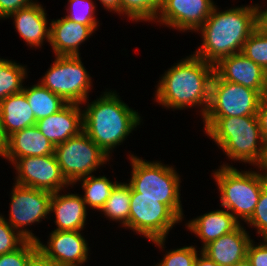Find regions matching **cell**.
I'll return each instance as SVG.
<instances>
[{
	"label": "cell",
	"instance_id": "6da1fadb",
	"mask_svg": "<svg viewBox=\"0 0 267 266\" xmlns=\"http://www.w3.org/2000/svg\"><path fill=\"white\" fill-rule=\"evenodd\" d=\"M257 27V4L221 12L215 6L198 29L202 33L203 43L194 55L215 65L223 57L241 53L244 43Z\"/></svg>",
	"mask_w": 267,
	"mask_h": 266
},
{
	"label": "cell",
	"instance_id": "7a4b0ae2",
	"mask_svg": "<svg viewBox=\"0 0 267 266\" xmlns=\"http://www.w3.org/2000/svg\"><path fill=\"white\" fill-rule=\"evenodd\" d=\"M214 65L196 55H190L167 70L157 85L156 102L165 107L183 109L203 106L207 112L210 102V85Z\"/></svg>",
	"mask_w": 267,
	"mask_h": 266
},
{
	"label": "cell",
	"instance_id": "3957f363",
	"mask_svg": "<svg viewBox=\"0 0 267 266\" xmlns=\"http://www.w3.org/2000/svg\"><path fill=\"white\" fill-rule=\"evenodd\" d=\"M87 105L82 110L83 131L110 157V151L125 140L141 118L112 91Z\"/></svg>",
	"mask_w": 267,
	"mask_h": 266
},
{
	"label": "cell",
	"instance_id": "277c9868",
	"mask_svg": "<svg viewBox=\"0 0 267 266\" xmlns=\"http://www.w3.org/2000/svg\"><path fill=\"white\" fill-rule=\"evenodd\" d=\"M206 134L228 158L258 166L264 141L257 115L241 117H202Z\"/></svg>",
	"mask_w": 267,
	"mask_h": 266
},
{
	"label": "cell",
	"instance_id": "5b68a950",
	"mask_svg": "<svg viewBox=\"0 0 267 266\" xmlns=\"http://www.w3.org/2000/svg\"><path fill=\"white\" fill-rule=\"evenodd\" d=\"M132 165L131 197H150L166 204L181 220L183 216L180 201V178L171 166L158 162H148L130 156Z\"/></svg>",
	"mask_w": 267,
	"mask_h": 266
},
{
	"label": "cell",
	"instance_id": "8992f818",
	"mask_svg": "<svg viewBox=\"0 0 267 266\" xmlns=\"http://www.w3.org/2000/svg\"><path fill=\"white\" fill-rule=\"evenodd\" d=\"M213 174L221 194V206L237 220L240 218L246 222L255 210L262 187L267 183V175L264 172H240L224 164Z\"/></svg>",
	"mask_w": 267,
	"mask_h": 266
},
{
	"label": "cell",
	"instance_id": "52a82bcc",
	"mask_svg": "<svg viewBox=\"0 0 267 266\" xmlns=\"http://www.w3.org/2000/svg\"><path fill=\"white\" fill-rule=\"evenodd\" d=\"M54 154L70 186L96 171L109 156L84 132L55 146Z\"/></svg>",
	"mask_w": 267,
	"mask_h": 266
},
{
	"label": "cell",
	"instance_id": "ba28073f",
	"mask_svg": "<svg viewBox=\"0 0 267 266\" xmlns=\"http://www.w3.org/2000/svg\"><path fill=\"white\" fill-rule=\"evenodd\" d=\"M41 85L71 104L87 103L91 77L80 56H56Z\"/></svg>",
	"mask_w": 267,
	"mask_h": 266
},
{
	"label": "cell",
	"instance_id": "9c48e42d",
	"mask_svg": "<svg viewBox=\"0 0 267 266\" xmlns=\"http://www.w3.org/2000/svg\"><path fill=\"white\" fill-rule=\"evenodd\" d=\"M262 95L243 85L222 80L215 72L210 85V102L204 117L257 115Z\"/></svg>",
	"mask_w": 267,
	"mask_h": 266
},
{
	"label": "cell",
	"instance_id": "30bf717a",
	"mask_svg": "<svg viewBox=\"0 0 267 266\" xmlns=\"http://www.w3.org/2000/svg\"><path fill=\"white\" fill-rule=\"evenodd\" d=\"M180 221L182 220L157 198L131 197L130 230L142 234L161 248L170 229Z\"/></svg>",
	"mask_w": 267,
	"mask_h": 266
},
{
	"label": "cell",
	"instance_id": "8fae6325",
	"mask_svg": "<svg viewBox=\"0 0 267 266\" xmlns=\"http://www.w3.org/2000/svg\"><path fill=\"white\" fill-rule=\"evenodd\" d=\"M11 192L10 214L7 223L27 240L37 241L39 238L25 226L39 223L50 214L51 192L15 184Z\"/></svg>",
	"mask_w": 267,
	"mask_h": 266
},
{
	"label": "cell",
	"instance_id": "7c38bea8",
	"mask_svg": "<svg viewBox=\"0 0 267 266\" xmlns=\"http://www.w3.org/2000/svg\"><path fill=\"white\" fill-rule=\"evenodd\" d=\"M13 164L18 172L15 184L51 193L70 185L62 174L55 154L18 158Z\"/></svg>",
	"mask_w": 267,
	"mask_h": 266
},
{
	"label": "cell",
	"instance_id": "4fadbf2b",
	"mask_svg": "<svg viewBox=\"0 0 267 266\" xmlns=\"http://www.w3.org/2000/svg\"><path fill=\"white\" fill-rule=\"evenodd\" d=\"M212 0H162L155 20L180 31H197L210 16Z\"/></svg>",
	"mask_w": 267,
	"mask_h": 266
},
{
	"label": "cell",
	"instance_id": "5bb4252c",
	"mask_svg": "<svg viewBox=\"0 0 267 266\" xmlns=\"http://www.w3.org/2000/svg\"><path fill=\"white\" fill-rule=\"evenodd\" d=\"M45 246L38 239L37 245L46 257L59 266H82L87 261L88 244L80 231H52Z\"/></svg>",
	"mask_w": 267,
	"mask_h": 266
},
{
	"label": "cell",
	"instance_id": "9a60e30c",
	"mask_svg": "<svg viewBox=\"0 0 267 266\" xmlns=\"http://www.w3.org/2000/svg\"><path fill=\"white\" fill-rule=\"evenodd\" d=\"M214 72L222 80L263 93L266 71L242 53L221 58L214 65Z\"/></svg>",
	"mask_w": 267,
	"mask_h": 266
},
{
	"label": "cell",
	"instance_id": "2e32d148",
	"mask_svg": "<svg viewBox=\"0 0 267 266\" xmlns=\"http://www.w3.org/2000/svg\"><path fill=\"white\" fill-rule=\"evenodd\" d=\"M37 128L57 146L83 131V111L80 104L67 103L61 110L36 121Z\"/></svg>",
	"mask_w": 267,
	"mask_h": 266
},
{
	"label": "cell",
	"instance_id": "e0dca14e",
	"mask_svg": "<svg viewBox=\"0 0 267 266\" xmlns=\"http://www.w3.org/2000/svg\"><path fill=\"white\" fill-rule=\"evenodd\" d=\"M241 224L232 232L207 244L201 251L219 266H231L246 258L251 241Z\"/></svg>",
	"mask_w": 267,
	"mask_h": 266
},
{
	"label": "cell",
	"instance_id": "ac0fdd59",
	"mask_svg": "<svg viewBox=\"0 0 267 266\" xmlns=\"http://www.w3.org/2000/svg\"><path fill=\"white\" fill-rule=\"evenodd\" d=\"M93 32L88 25L63 17L51 21L49 44L52 46L55 56H79V46Z\"/></svg>",
	"mask_w": 267,
	"mask_h": 266
},
{
	"label": "cell",
	"instance_id": "d6986e66",
	"mask_svg": "<svg viewBox=\"0 0 267 266\" xmlns=\"http://www.w3.org/2000/svg\"><path fill=\"white\" fill-rule=\"evenodd\" d=\"M54 150L55 146L33 125L8 136L4 157L13 164L18 158L51 155Z\"/></svg>",
	"mask_w": 267,
	"mask_h": 266
},
{
	"label": "cell",
	"instance_id": "ffe728a7",
	"mask_svg": "<svg viewBox=\"0 0 267 266\" xmlns=\"http://www.w3.org/2000/svg\"><path fill=\"white\" fill-rule=\"evenodd\" d=\"M60 191L52 194L50 213H55V231H81L86 221V204L78 194L60 195Z\"/></svg>",
	"mask_w": 267,
	"mask_h": 266
},
{
	"label": "cell",
	"instance_id": "44dd1931",
	"mask_svg": "<svg viewBox=\"0 0 267 266\" xmlns=\"http://www.w3.org/2000/svg\"><path fill=\"white\" fill-rule=\"evenodd\" d=\"M45 9L36 3L24 7L9 17H14L17 32L30 47H39L44 39L50 42V27Z\"/></svg>",
	"mask_w": 267,
	"mask_h": 266
},
{
	"label": "cell",
	"instance_id": "7402d4cb",
	"mask_svg": "<svg viewBox=\"0 0 267 266\" xmlns=\"http://www.w3.org/2000/svg\"><path fill=\"white\" fill-rule=\"evenodd\" d=\"M186 225L202 240L203 249L210 242L235 230L240 221L226 209L211 211L189 221Z\"/></svg>",
	"mask_w": 267,
	"mask_h": 266
},
{
	"label": "cell",
	"instance_id": "603a6c76",
	"mask_svg": "<svg viewBox=\"0 0 267 266\" xmlns=\"http://www.w3.org/2000/svg\"><path fill=\"white\" fill-rule=\"evenodd\" d=\"M0 118L5 135L36 125L35 115L23 92L12 94L0 102Z\"/></svg>",
	"mask_w": 267,
	"mask_h": 266
},
{
	"label": "cell",
	"instance_id": "cb8c5ba5",
	"mask_svg": "<svg viewBox=\"0 0 267 266\" xmlns=\"http://www.w3.org/2000/svg\"><path fill=\"white\" fill-rule=\"evenodd\" d=\"M22 92L26 95L36 121L53 115L67 104L61 97L52 93L40 83L28 88L23 87Z\"/></svg>",
	"mask_w": 267,
	"mask_h": 266
},
{
	"label": "cell",
	"instance_id": "d4e9b609",
	"mask_svg": "<svg viewBox=\"0 0 267 266\" xmlns=\"http://www.w3.org/2000/svg\"><path fill=\"white\" fill-rule=\"evenodd\" d=\"M131 202V187L128 183H117L111 191L110 197L100 210L113 221H121L122 225L129 228V213Z\"/></svg>",
	"mask_w": 267,
	"mask_h": 266
},
{
	"label": "cell",
	"instance_id": "484cf974",
	"mask_svg": "<svg viewBox=\"0 0 267 266\" xmlns=\"http://www.w3.org/2000/svg\"><path fill=\"white\" fill-rule=\"evenodd\" d=\"M82 188L84 190V200L86 206L91 207L92 209L101 210L105 205V202L110 197L111 191L118 183L111 182L105 176L95 177L90 175L88 177L82 178Z\"/></svg>",
	"mask_w": 267,
	"mask_h": 266
},
{
	"label": "cell",
	"instance_id": "4316f807",
	"mask_svg": "<svg viewBox=\"0 0 267 266\" xmlns=\"http://www.w3.org/2000/svg\"><path fill=\"white\" fill-rule=\"evenodd\" d=\"M26 71L25 66L0 58V102L23 91L22 83L27 76Z\"/></svg>",
	"mask_w": 267,
	"mask_h": 266
},
{
	"label": "cell",
	"instance_id": "83f0119b",
	"mask_svg": "<svg viewBox=\"0 0 267 266\" xmlns=\"http://www.w3.org/2000/svg\"><path fill=\"white\" fill-rule=\"evenodd\" d=\"M162 0H120V14L137 21H154Z\"/></svg>",
	"mask_w": 267,
	"mask_h": 266
},
{
	"label": "cell",
	"instance_id": "f1b7e54d",
	"mask_svg": "<svg viewBox=\"0 0 267 266\" xmlns=\"http://www.w3.org/2000/svg\"><path fill=\"white\" fill-rule=\"evenodd\" d=\"M247 58L267 70V35L258 27L244 43L242 52Z\"/></svg>",
	"mask_w": 267,
	"mask_h": 266
},
{
	"label": "cell",
	"instance_id": "f546056e",
	"mask_svg": "<svg viewBox=\"0 0 267 266\" xmlns=\"http://www.w3.org/2000/svg\"><path fill=\"white\" fill-rule=\"evenodd\" d=\"M69 9L66 18L80 24L88 25L93 31L98 27L95 15V5L92 0H68Z\"/></svg>",
	"mask_w": 267,
	"mask_h": 266
},
{
	"label": "cell",
	"instance_id": "4dcf8cb0",
	"mask_svg": "<svg viewBox=\"0 0 267 266\" xmlns=\"http://www.w3.org/2000/svg\"><path fill=\"white\" fill-rule=\"evenodd\" d=\"M26 241L27 239L12 228L7 220L0 215V255L17 250Z\"/></svg>",
	"mask_w": 267,
	"mask_h": 266
},
{
	"label": "cell",
	"instance_id": "1f68e13d",
	"mask_svg": "<svg viewBox=\"0 0 267 266\" xmlns=\"http://www.w3.org/2000/svg\"><path fill=\"white\" fill-rule=\"evenodd\" d=\"M38 250L36 241L27 240L17 250L0 255V266H27L32 255Z\"/></svg>",
	"mask_w": 267,
	"mask_h": 266
},
{
	"label": "cell",
	"instance_id": "d6a6232c",
	"mask_svg": "<svg viewBox=\"0 0 267 266\" xmlns=\"http://www.w3.org/2000/svg\"><path fill=\"white\" fill-rule=\"evenodd\" d=\"M194 246H184L167 252L163 260L155 266H194L198 256Z\"/></svg>",
	"mask_w": 267,
	"mask_h": 266
},
{
	"label": "cell",
	"instance_id": "836d02e7",
	"mask_svg": "<svg viewBox=\"0 0 267 266\" xmlns=\"http://www.w3.org/2000/svg\"><path fill=\"white\" fill-rule=\"evenodd\" d=\"M246 222L257 229L262 240L267 239V183L262 187L255 210Z\"/></svg>",
	"mask_w": 267,
	"mask_h": 266
},
{
	"label": "cell",
	"instance_id": "e575fe53",
	"mask_svg": "<svg viewBox=\"0 0 267 266\" xmlns=\"http://www.w3.org/2000/svg\"><path fill=\"white\" fill-rule=\"evenodd\" d=\"M246 257L252 266H267V239H264V242L257 246L251 240Z\"/></svg>",
	"mask_w": 267,
	"mask_h": 266
},
{
	"label": "cell",
	"instance_id": "d590c367",
	"mask_svg": "<svg viewBox=\"0 0 267 266\" xmlns=\"http://www.w3.org/2000/svg\"><path fill=\"white\" fill-rule=\"evenodd\" d=\"M32 0H0V19L9 18L18 10L33 4Z\"/></svg>",
	"mask_w": 267,
	"mask_h": 266
},
{
	"label": "cell",
	"instance_id": "8d00e7d4",
	"mask_svg": "<svg viewBox=\"0 0 267 266\" xmlns=\"http://www.w3.org/2000/svg\"><path fill=\"white\" fill-rule=\"evenodd\" d=\"M257 118L260 125V132L263 141L267 140V102L261 99L258 111Z\"/></svg>",
	"mask_w": 267,
	"mask_h": 266
},
{
	"label": "cell",
	"instance_id": "74e56055",
	"mask_svg": "<svg viewBox=\"0 0 267 266\" xmlns=\"http://www.w3.org/2000/svg\"><path fill=\"white\" fill-rule=\"evenodd\" d=\"M27 266H59L46 257L40 250H37L31 257Z\"/></svg>",
	"mask_w": 267,
	"mask_h": 266
},
{
	"label": "cell",
	"instance_id": "f35d334b",
	"mask_svg": "<svg viewBox=\"0 0 267 266\" xmlns=\"http://www.w3.org/2000/svg\"><path fill=\"white\" fill-rule=\"evenodd\" d=\"M258 28L267 35V9L261 10L258 6Z\"/></svg>",
	"mask_w": 267,
	"mask_h": 266
},
{
	"label": "cell",
	"instance_id": "ab89813d",
	"mask_svg": "<svg viewBox=\"0 0 267 266\" xmlns=\"http://www.w3.org/2000/svg\"><path fill=\"white\" fill-rule=\"evenodd\" d=\"M201 256L196 258L194 266H219L208 256H206L202 251L200 252Z\"/></svg>",
	"mask_w": 267,
	"mask_h": 266
},
{
	"label": "cell",
	"instance_id": "60d3db41",
	"mask_svg": "<svg viewBox=\"0 0 267 266\" xmlns=\"http://www.w3.org/2000/svg\"><path fill=\"white\" fill-rule=\"evenodd\" d=\"M105 9H109L110 11H115L120 14V0H99Z\"/></svg>",
	"mask_w": 267,
	"mask_h": 266
},
{
	"label": "cell",
	"instance_id": "b9f144b4",
	"mask_svg": "<svg viewBox=\"0 0 267 266\" xmlns=\"http://www.w3.org/2000/svg\"><path fill=\"white\" fill-rule=\"evenodd\" d=\"M7 138L8 137L4 133L1 118H0V156H3V157L7 151Z\"/></svg>",
	"mask_w": 267,
	"mask_h": 266
},
{
	"label": "cell",
	"instance_id": "7bdbcfd3",
	"mask_svg": "<svg viewBox=\"0 0 267 266\" xmlns=\"http://www.w3.org/2000/svg\"><path fill=\"white\" fill-rule=\"evenodd\" d=\"M258 167L261 168L260 170L262 171L265 170L264 172L267 175V140L264 141L263 156Z\"/></svg>",
	"mask_w": 267,
	"mask_h": 266
},
{
	"label": "cell",
	"instance_id": "ee69618b",
	"mask_svg": "<svg viewBox=\"0 0 267 266\" xmlns=\"http://www.w3.org/2000/svg\"><path fill=\"white\" fill-rule=\"evenodd\" d=\"M231 266H252L250 261L247 259V257L239 262H236L235 264Z\"/></svg>",
	"mask_w": 267,
	"mask_h": 266
},
{
	"label": "cell",
	"instance_id": "f6af8a7d",
	"mask_svg": "<svg viewBox=\"0 0 267 266\" xmlns=\"http://www.w3.org/2000/svg\"><path fill=\"white\" fill-rule=\"evenodd\" d=\"M262 100L267 102V70L265 73V84H264V90L262 93Z\"/></svg>",
	"mask_w": 267,
	"mask_h": 266
}]
</instances>
